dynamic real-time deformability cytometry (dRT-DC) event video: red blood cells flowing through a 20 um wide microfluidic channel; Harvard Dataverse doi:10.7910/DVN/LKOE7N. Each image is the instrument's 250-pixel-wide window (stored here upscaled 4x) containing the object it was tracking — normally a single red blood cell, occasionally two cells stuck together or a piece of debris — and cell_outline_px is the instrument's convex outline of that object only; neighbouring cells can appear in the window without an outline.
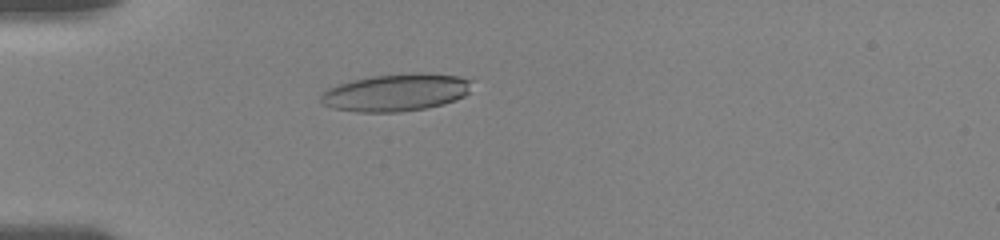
{"species": "human", "species_latin": "Homo sapiens", "temperature_condition": "room temperature", "stored_images_in_passage": 56, "camera_frame_rate_fps": 3000, "um_per_image_px": 0.085, "donor": {"sex": "female"}, "frame": {"image": 1, "passage_image": 12, "time_ms": 5.0, "image_size_px": [1000, 240], "cell_outline_px": [[476, 80], [468, 92], [464, 96], [456, 100], [444, 104], [424, 108], [400, 112], [356, 112], [332, 108], [324, 104], [320, 100], [320, 96], [328, 88], [352, 80], [372, 76], [420, 72], [460, 76]], "centroid_in_image_um": [33.72, 7.85], "position_along_channel_um": 51.3, "area_um2": 33.12}}
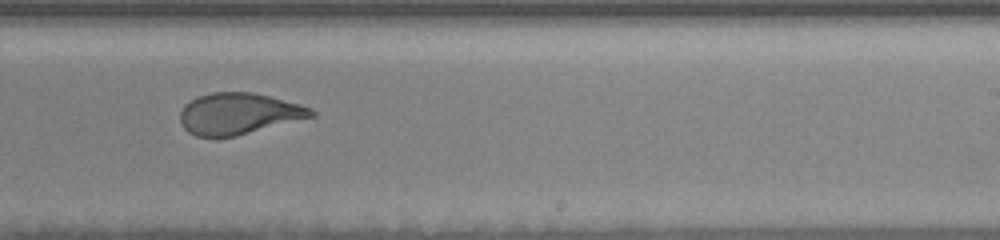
{"frame": {"image": 2, "passage_image": 30, "time_ms": 11.333, "image_size_px": [1000, 240], "cell_outline_px": [[316, 116], [236, 136], [196, 136], [188, 132], [180, 124], [180, 112], [184, 104], [200, 96], [212, 92], [252, 92], [300, 104], [312, 108], [316, 112]], "centroid_in_image_um": [20.29, 9.66], "position_along_channel_um": 268.7, "area_um2": 31.5}}
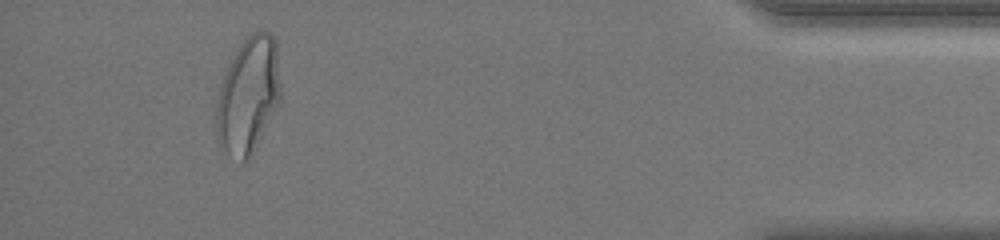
{"frame": {"image": 3, "passage_image": 51, "time_ms": 16.667, "image_size_px": [1000, 240], "cell_outline_px": [[280, 104], [252, 156], [244, 164], [228, 152], [220, 144], [216, 132], [216, 108], [220, 88], [224, 76], [232, 56], [240, 44], [252, 32], [268, 32], [276, 40], [280, 88]], "centroid_in_image_um": [21.12, 8.14], "position_along_channel_um": 414.1, "area_um2": 43.52}, "authors_computed_cell_mechanics": {"area_um2": 33.0616, "velocity_mm_per_s": 3.6879, "shape_relaxation_time_tau1_ms": 5.135, "shape_relaxation_time_tau2_ms": 0.8266, "deformation_change_tau1": 0.1739, "deformation_change_tau2": 0.0684}}